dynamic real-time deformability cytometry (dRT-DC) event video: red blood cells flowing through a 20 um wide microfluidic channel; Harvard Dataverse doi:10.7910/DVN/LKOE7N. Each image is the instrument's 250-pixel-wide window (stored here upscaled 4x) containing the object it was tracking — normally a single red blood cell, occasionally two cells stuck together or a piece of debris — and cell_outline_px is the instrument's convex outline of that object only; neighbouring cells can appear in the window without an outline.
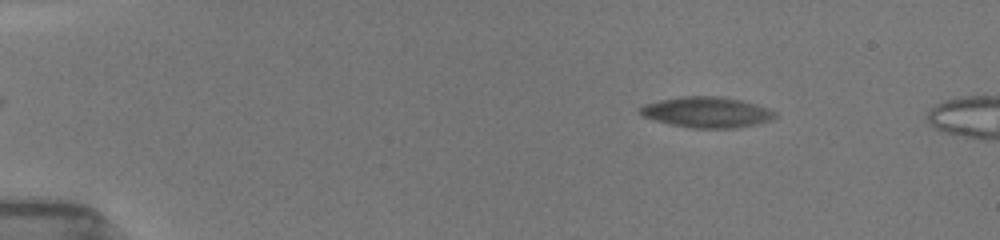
{"species": "common noctule bat (a hibernating species)", "species_latin": "Nyctalus noctula", "temperature_condition": "room temperature", "stored_images_in_passage": 14, "camera_frame_rate_fps": 3000, "um_per_image_px": 0.085, "animal": {"sex": "female", "body_mass_g": 19.5, "forearm_length_mm": 54.1}, "frame": {"image": 1, "passage_image": 7, "time_ms": 2.0, "image_size_px": [1000, 240], "cell_outline_px": [[776, 116], [772, 120], [756, 124], [736, 128], [692, 128], [672, 124], [656, 120], [644, 116], [636, 112], [636, 108], [644, 104], [660, 100], [680, 96], [724, 96], [756, 104], [768, 108], [776, 112]], "centroid_in_image_um": [60.07, 9.53], "position_along_channel_um": 24.9, "area_um2": 24.28}}